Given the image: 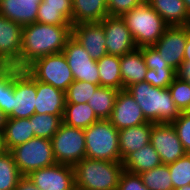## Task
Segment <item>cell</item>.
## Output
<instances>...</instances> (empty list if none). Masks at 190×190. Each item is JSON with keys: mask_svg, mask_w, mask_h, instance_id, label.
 <instances>
[{"mask_svg": "<svg viewBox=\"0 0 190 190\" xmlns=\"http://www.w3.org/2000/svg\"><path fill=\"white\" fill-rule=\"evenodd\" d=\"M137 48L153 46L169 25L148 2L121 15Z\"/></svg>", "mask_w": 190, "mask_h": 190, "instance_id": "obj_4", "label": "cell"}, {"mask_svg": "<svg viewBox=\"0 0 190 190\" xmlns=\"http://www.w3.org/2000/svg\"><path fill=\"white\" fill-rule=\"evenodd\" d=\"M75 188L79 190H117L122 162L84 158L73 166Z\"/></svg>", "mask_w": 190, "mask_h": 190, "instance_id": "obj_3", "label": "cell"}, {"mask_svg": "<svg viewBox=\"0 0 190 190\" xmlns=\"http://www.w3.org/2000/svg\"><path fill=\"white\" fill-rule=\"evenodd\" d=\"M74 37L94 60H100L107 54L104 28L101 22L72 25Z\"/></svg>", "mask_w": 190, "mask_h": 190, "instance_id": "obj_16", "label": "cell"}, {"mask_svg": "<svg viewBox=\"0 0 190 190\" xmlns=\"http://www.w3.org/2000/svg\"><path fill=\"white\" fill-rule=\"evenodd\" d=\"M177 77L176 71H157L147 69L145 82H148L154 87L168 88L174 79Z\"/></svg>", "mask_w": 190, "mask_h": 190, "instance_id": "obj_39", "label": "cell"}, {"mask_svg": "<svg viewBox=\"0 0 190 190\" xmlns=\"http://www.w3.org/2000/svg\"><path fill=\"white\" fill-rule=\"evenodd\" d=\"M135 99L146 120L151 123H172L179 116L168 88L154 87L148 82H138L125 89Z\"/></svg>", "mask_w": 190, "mask_h": 190, "instance_id": "obj_2", "label": "cell"}, {"mask_svg": "<svg viewBox=\"0 0 190 190\" xmlns=\"http://www.w3.org/2000/svg\"><path fill=\"white\" fill-rule=\"evenodd\" d=\"M51 143L56 163L74 166L86 158L84 129L62 122Z\"/></svg>", "mask_w": 190, "mask_h": 190, "instance_id": "obj_8", "label": "cell"}, {"mask_svg": "<svg viewBox=\"0 0 190 190\" xmlns=\"http://www.w3.org/2000/svg\"><path fill=\"white\" fill-rule=\"evenodd\" d=\"M100 75V86L122 90L120 56L106 54L97 60Z\"/></svg>", "mask_w": 190, "mask_h": 190, "instance_id": "obj_27", "label": "cell"}, {"mask_svg": "<svg viewBox=\"0 0 190 190\" xmlns=\"http://www.w3.org/2000/svg\"><path fill=\"white\" fill-rule=\"evenodd\" d=\"M6 120H7V116L0 109V135H2L3 133Z\"/></svg>", "mask_w": 190, "mask_h": 190, "instance_id": "obj_46", "label": "cell"}, {"mask_svg": "<svg viewBox=\"0 0 190 190\" xmlns=\"http://www.w3.org/2000/svg\"><path fill=\"white\" fill-rule=\"evenodd\" d=\"M34 137L30 118H7L1 135L4 151H10Z\"/></svg>", "mask_w": 190, "mask_h": 190, "instance_id": "obj_23", "label": "cell"}, {"mask_svg": "<svg viewBox=\"0 0 190 190\" xmlns=\"http://www.w3.org/2000/svg\"><path fill=\"white\" fill-rule=\"evenodd\" d=\"M72 0H42L36 22L50 25H72Z\"/></svg>", "mask_w": 190, "mask_h": 190, "instance_id": "obj_19", "label": "cell"}, {"mask_svg": "<svg viewBox=\"0 0 190 190\" xmlns=\"http://www.w3.org/2000/svg\"><path fill=\"white\" fill-rule=\"evenodd\" d=\"M109 121L117 130L148 122L134 97L125 89L119 90Z\"/></svg>", "mask_w": 190, "mask_h": 190, "instance_id": "obj_15", "label": "cell"}, {"mask_svg": "<svg viewBox=\"0 0 190 190\" xmlns=\"http://www.w3.org/2000/svg\"><path fill=\"white\" fill-rule=\"evenodd\" d=\"M63 116L50 114H34L30 117L35 137L51 139L58 131Z\"/></svg>", "mask_w": 190, "mask_h": 190, "instance_id": "obj_32", "label": "cell"}, {"mask_svg": "<svg viewBox=\"0 0 190 190\" xmlns=\"http://www.w3.org/2000/svg\"><path fill=\"white\" fill-rule=\"evenodd\" d=\"M72 25L101 22L108 14L107 0H72Z\"/></svg>", "mask_w": 190, "mask_h": 190, "instance_id": "obj_24", "label": "cell"}, {"mask_svg": "<svg viewBox=\"0 0 190 190\" xmlns=\"http://www.w3.org/2000/svg\"><path fill=\"white\" fill-rule=\"evenodd\" d=\"M152 123L119 130V149L123 161L130 153L141 149L150 143Z\"/></svg>", "mask_w": 190, "mask_h": 190, "instance_id": "obj_21", "label": "cell"}, {"mask_svg": "<svg viewBox=\"0 0 190 190\" xmlns=\"http://www.w3.org/2000/svg\"><path fill=\"white\" fill-rule=\"evenodd\" d=\"M107 54L123 56L137 48L121 16H106L102 21Z\"/></svg>", "mask_w": 190, "mask_h": 190, "instance_id": "obj_14", "label": "cell"}, {"mask_svg": "<svg viewBox=\"0 0 190 190\" xmlns=\"http://www.w3.org/2000/svg\"><path fill=\"white\" fill-rule=\"evenodd\" d=\"M86 157L110 162H122L119 130L109 119H99L84 129Z\"/></svg>", "mask_w": 190, "mask_h": 190, "instance_id": "obj_5", "label": "cell"}, {"mask_svg": "<svg viewBox=\"0 0 190 190\" xmlns=\"http://www.w3.org/2000/svg\"><path fill=\"white\" fill-rule=\"evenodd\" d=\"M142 53L148 69H153L155 72L176 71L162 59L160 53L153 46L142 47Z\"/></svg>", "mask_w": 190, "mask_h": 190, "instance_id": "obj_38", "label": "cell"}, {"mask_svg": "<svg viewBox=\"0 0 190 190\" xmlns=\"http://www.w3.org/2000/svg\"><path fill=\"white\" fill-rule=\"evenodd\" d=\"M183 62H190V25H187V41L185 45Z\"/></svg>", "mask_w": 190, "mask_h": 190, "instance_id": "obj_44", "label": "cell"}, {"mask_svg": "<svg viewBox=\"0 0 190 190\" xmlns=\"http://www.w3.org/2000/svg\"><path fill=\"white\" fill-rule=\"evenodd\" d=\"M42 0H0V14L22 27L36 22Z\"/></svg>", "mask_w": 190, "mask_h": 190, "instance_id": "obj_20", "label": "cell"}, {"mask_svg": "<svg viewBox=\"0 0 190 190\" xmlns=\"http://www.w3.org/2000/svg\"><path fill=\"white\" fill-rule=\"evenodd\" d=\"M119 90L111 87L99 86L93 93L88 104L99 119H109Z\"/></svg>", "mask_w": 190, "mask_h": 190, "instance_id": "obj_29", "label": "cell"}, {"mask_svg": "<svg viewBox=\"0 0 190 190\" xmlns=\"http://www.w3.org/2000/svg\"><path fill=\"white\" fill-rule=\"evenodd\" d=\"M14 66L6 61L0 60V80L13 68Z\"/></svg>", "mask_w": 190, "mask_h": 190, "instance_id": "obj_45", "label": "cell"}, {"mask_svg": "<svg viewBox=\"0 0 190 190\" xmlns=\"http://www.w3.org/2000/svg\"><path fill=\"white\" fill-rule=\"evenodd\" d=\"M117 190H149L142 182L139 174L123 171L120 175Z\"/></svg>", "mask_w": 190, "mask_h": 190, "instance_id": "obj_41", "label": "cell"}, {"mask_svg": "<svg viewBox=\"0 0 190 190\" xmlns=\"http://www.w3.org/2000/svg\"><path fill=\"white\" fill-rule=\"evenodd\" d=\"M35 114L63 116L65 111V92L36 80Z\"/></svg>", "mask_w": 190, "mask_h": 190, "instance_id": "obj_18", "label": "cell"}, {"mask_svg": "<svg viewBox=\"0 0 190 190\" xmlns=\"http://www.w3.org/2000/svg\"><path fill=\"white\" fill-rule=\"evenodd\" d=\"M36 79L26 70L14 66V98L7 118H30L35 114Z\"/></svg>", "mask_w": 190, "mask_h": 190, "instance_id": "obj_9", "label": "cell"}, {"mask_svg": "<svg viewBox=\"0 0 190 190\" xmlns=\"http://www.w3.org/2000/svg\"><path fill=\"white\" fill-rule=\"evenodd\" d=\"M27 177L39 190H73L75 188L74 169L71 165L56 163L34 170Z\"/></svg>", "mask_w": 190, "mask_h": 190, "instance_id": "obj_12", "label": "cell"}, {"mask_svg": "<svg viewBox=\"0 0 190 190\" xmlns=\"http://www.w3.org/2000/svg\"><path fill=\"white\" fill-rule=\"evenodd\" d=\"M122 163L124 170L133 174H140L163 164L159 154L150 143L130 153Z\"/></svg>", "mask_w": 190, "mask_h": 190, "instance_id": "obj_26", "label": "cell"}, {"mask_svg": "<svg viewBox=\"0 0 190 190\" xmlns=\"http://www.w3.org/2000/svg\"><path fill=\"white\" fill-rule=\"evenodd\" d=\"M183 1H184L186 10H187V12H188L189 15H190V0H183Z\"/></svg>", "mask_w": 190, "mask_h": 190, "instance_id": "obj_47", "label": "cell"}, {"mask_svg": "<svg viewBox=\"0 0 190 190\" xmlns=\"http://www.w3.org/2000/svg\"><path fill=\"white\" fill-rule=\"evenodd\" d=\"M62 120L66 125L85 129L99 120V118L88 103L65 104V111Z\"/></svg>", "mask_w": 190, "mask_h": 190, "instance_id": "obj_28", "label": "cell"}, {"mask_svg": "<svg viewBox=\"0 0 190 190\" xmlns=\"http://www.w3.org/2000/svg\"><path fill=\"white\" fill-rule=\"evenodd\" d=\"M187 41L186 26H169L153 47L160 53L162 59L176 71L184 60Z\"/></svg>", "mask_w": 190, "mask_h": 190, "instance_id": "obj_13", "label": "cell"}, {"mask_svg": "<svg viewBox=\"0 0 190 190\" xmlns=\"http://www.w3.org/2000/svg\"><path fill=\"white\" fill-rule=\"evenodd\" d=\"M150 144L166 165L174 163L187 153L171 123H152Z\"/></svg>", "mask_w": 190, "mask_h": 190, "instance_id": "obj_11", "label": "cell"}, {"mask_svg": "<svg viewBox=\"0 0 190 190\" xmlns=\"http://www.w3.org/2000/svg\"><path fill=\"white\" fill-rule=\"evenodd\" d=\"M171 124L175 128L184 150L190 153V111L181 112L180 116Z\"/></svg>", "mask_w": 190, "mask_h": 190, "instance_id": "obj_37", "label": "cell"}, {"mask_svg": "<svg viewBox=\"0 0 190 190\" xmlns=\"http://www.w3.org/2000/svg\"><path fill=\"white\" fill-rule=\"evenodd\" d=\"M71 36L72 25H50L35 22L23 26L21 55L14 66L26 69L40 57L62 53Z\"/></svg>", "mask_w": 190, "mask_h": 190, "instance_id": "obj_1", "label": "cell"}, {"mask_svg": "<svg viewBox=\"0 0 190 190\" xmlns=\"http://www.w3.org/2000/svg\"><path fill=\"white\" fill-rule=\"evenodd\" d=\"M176 73L179 79L186 81L190 85V62H182Z\"/></svg>", "mask_w": 190, "mask_h": 190, "instance_id": "obj_42", "label": "cell"}, {"mask_svg": "<svg viewBox=\"0 0 190 190\" xmlns=\"http://www.w3.org/2000/svg\"><path fill=\"white\" fill-rule=\"evenodd\" d=\"M23 27L0 14V60L13 66L19 61Z\"/></svg>", "mask_w": 190, "mask_h": 190, "instance_id": "obj_17", "label": "cell"}, {"mask_svg": "<svg viewBox=\"0 0 190 190\" xmlns=\"http://www.w3.org/2000/svg\"><path fill=\"white\" fill-rule=\"evenodd\" d=\"M173 190H190V185H186V186L176 188V189H173Z\"/></svg>", "mask_w": 190, "mask_h": 190, "instance_id": "obj_48", "label": "cell"}, {"mask_svg": "<svg viewBox=\"0 0 190 190\" xmlns=\"http://www.w3.org/2000/svg\"><path fill=\"white\" fill-rule=\"evenodd\" d=\"M14 98V67L0 80V109L8 117Z\"/></svg>", "mask_w": 190, "mask_h": 190, "instance_id": "obj_36", "label": "cell"}, {"mask_svg": "<svg viewBox=\"0 0 190 190\" xmlns=\"http://www.w3.org/2000/svg\"><path fill=\"white\" fill-rule=\"evenodd\" d=\"M2 152H4V148H3L2 139H1V135H0V154Z\"/></svg>", "mask_w": 190, "mask_h": 190, "instance_id": "obj_49", "label": "cell"}, {"mask_svg": "<svg viewBox=\"0 0 190 190\" xmlns=\"http://www.w3.org/2000/svg\"><path fill=\"white\" fill-rule=\"evenodd\" d=\"M168 166L174 189L190 185V153Z\"/></svg>", "mask_w": 190, "mask_h": 190, "instance_id": "obj_34", "label": "cell"}, {"mask_svg": "<svg viewBox=\"0 0 190 190\" xmlns=\"http://www.w3.org/2000/svg\"><path fill=\"white\" fill-rule=\"evenodd\" d=\"M100 85L74 80L65 92V104H85Z\"/></svg>", "mask_w": 190, "mask_h": 190, "instance_id": "obj_33", "label": "cell"}, {"mask_svg": "<svg viewBox=\"0 0 190 190\" xmlns=\"http://www.w3.org/2000/svg\"><path fill=\"white\" fill-rule=\"evenodd\" d=\"M9 152L22 176L56 164L51 139L34 137L26 143L12 148Z\"/></svg>", "mask_w": 190, "mask_h": 190, "instance_id": "obj_6", "label": "cell"}, {"mask_svg": "<svg viewBox=\"0 0 190 190\" xmlns=\"http://www.w3.org/2000/svg\"><path fill=\"white\" fill-rule=\"evenodd\" d=\"M26 70L36 80L64 92L74 81L72 71L63 53L40 57L31 63Z\"/></svg>", "mask_w": 190, "mask_h": 190, "instance_id": "obj_7", "label": "cell"}, {"mask_svg": "<svg viewBox=\"0 0 190 190\" xmlns=\"http://www.w3.org/2000/svg\"><path fill=\"white\" fill-rule=\"evenodd\" d=\"M168 89L179 111H190V85L186 81L176 77Z\"/></svg>", "mask_w": 190, "mask_h": 190, "instance_id": "obj_35", "label": "cell"}, {"mask_svg": "<svg viewBox=\"0 0 190 190\" xmlns=\"http://www.w3.org/2000/svg\"><path fill=\"white\" fill-rule=\"evenodd\" d=\"M147 69L142 47L120 56L122 90L134 83L145 81Z\"/></svg>", "mask_w": 190, "mask_h": 190, "instance_id": "obj_22", "label": "cell"}, {"mask_svg": "<svg viewBox=\"0 0 190 190\" xmlns=\"http://www.w3.org/2000/svg\"><path fill=\"white\" fill-rule=\"evenodd\" d=\"M148 3L169 26L190 25V15L183 0H150Z\"/></svg>", "mask_w": 190, "mask_h": 190, "instance_id": "obj_25", "label": "cell"}, {"mask_svg": "<svg viewBox=\"0 0 190 190\" xmlns=\"http://www.w3.org/2000/svg\"><path fill=\"white\" fill-rule=\"evenodd\" d=\"M149 190H173L169 166L162 164L139 174Z\"/></svg>", "mask_w": 190, "mask_h": 190, "instance_id": "obj_30", "label": "cell"}, {"mask_svg": "<svg viewBox=\"0 0 190 190\" xmlns=\"http://www.w3.org/2000/svg\"><path fill=\"white\" fill-rule=\"evenodd\" d=\"M144 2V0H107L108 14L109 16H121Z\"/></svg>", "mask_w": 190, "mask_h": 190, "instance_id": "obj_40", "label": "cell"}, {"mask_svg": "<svg viewBox=\"0 0 190 190\" xmlns=\"http://www.w3.org/2000/svg\"><path fill=\"white\" fill-rule=\"evenodd\" d=\"M65 55L74 80L100 85V75L97 61L74 38L70 37L62 52Z\"/></svg>", "mask_w": 190, "mask_h": 190, "instance_id": "obj_10", "label": "cell"}, {"mask_svg": "<svg viewBox=\"0 0 190 190\" xmlns=\"http://www.w3.org/2000/svg\"><path fill=\"white\" fill-rule=\"evenodd\" d=\"M22 175L9 151L0 154V190H15Z\"/></svg>", "mask_w": 190, "mask_h": 190, "instance_id": "obj_31", "label": "cell"}, {"mask_svg": "<svg viewBox=\"0 0 190 190\" xmlns=\"http://www.w3.org/2000/svg\"><path fill=\"white\" fill-rule=\"evenodd\" d=\"M15 190H39V189L27 176H22L19 179Z\"/></svg>", "mask_w": 190, "mask_h": 190, "instance_id": "obj_43", "label": "cell"}]
</instances>
